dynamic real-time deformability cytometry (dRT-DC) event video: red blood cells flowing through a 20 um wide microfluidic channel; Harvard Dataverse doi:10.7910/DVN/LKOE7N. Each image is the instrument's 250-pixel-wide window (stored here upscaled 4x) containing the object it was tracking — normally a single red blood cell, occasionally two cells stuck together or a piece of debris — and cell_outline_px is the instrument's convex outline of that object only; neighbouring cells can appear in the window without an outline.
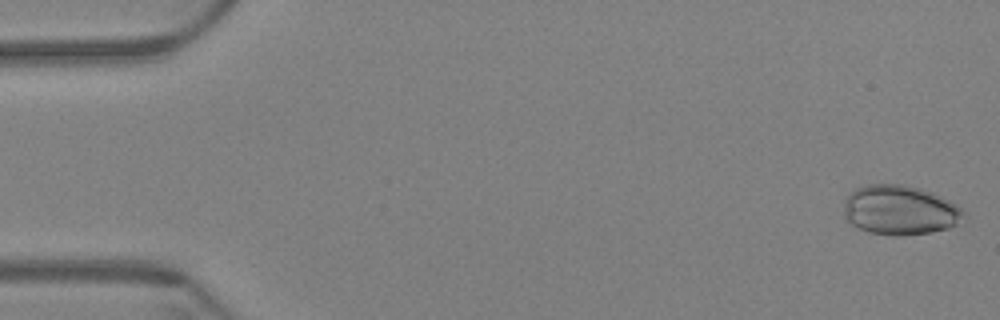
{"species": "Egyptian fruit bat (a non-hibernating species)", "species_latin": "Rousettus aegyptiacus", "temperature_condition": "warm", "stored_images_in_passage": 61, "camera_frame_rate_fps": 3000, "um_per_image_px": 0.085, "animal": {"sex": "female"}, "frame": {"image": 1, "passage_image": 2, "time_ms": 0.333, "image_size_px": [1000, 320], "cell_outline_px": [[964, 212], [956, 224], [948, 228], [932, 232], [904, 236], [892, 236], [868, 232], [852, 224], [844, 216], [844, 200], [856, 188], [868, 184], [904, 184], [920, 188], [932, 192], [956, 204]], "centroid_in_image_um": [76.46, 17.86], "position_along_channel_um": 8.5, "area_um2": 34.56}}
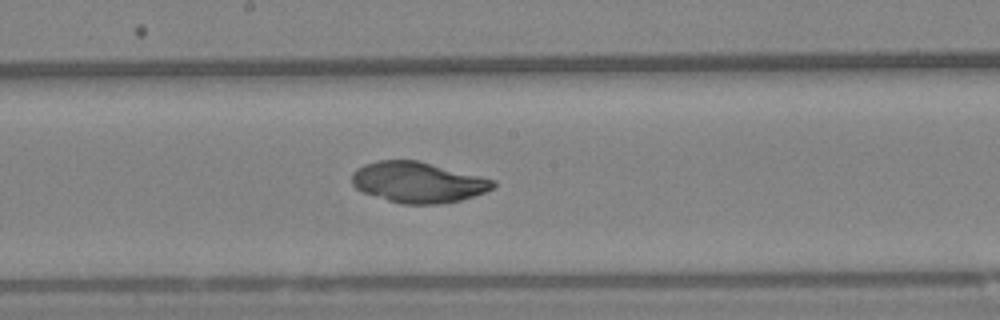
{"frame": {"image": 2, "passage_image": 33, "time_ms": 10.667, "image_size_px": [1000, 320], "cell_outline_px": [[496, 188], [460, 200], [436, 204], [400, 204], [364, 192], [356, 188], [352, 184], [352, 172], [356, 168], [364, 164], [380, 160], [416, 160], [496, 180]], "centroid_in_image_um": [35.52, 15.49], "position_along_channel_um": 212.7, "area_um2": 33.29}}
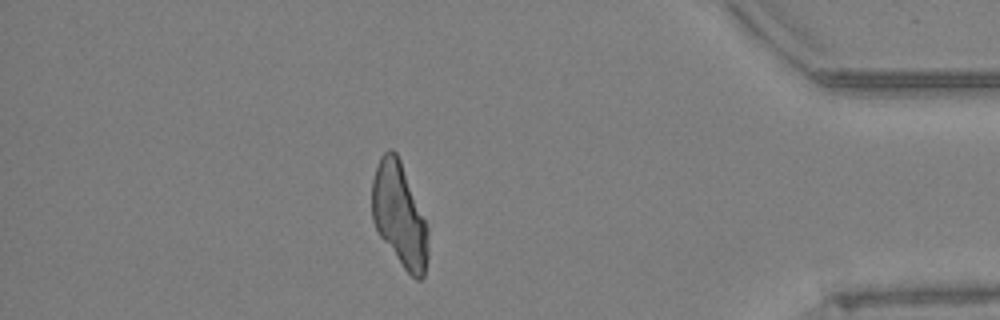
{"frame": {"image": 3, "passage_image": 53, "time_ms": 17.333, "image_size_px": [1000, 320], "cell_outline_px": [[428, 260], [424, 276], [420, 280], [416, 280], [404, 268], [380, 236], [372, 220], [372, 180], [380, 156], [388, 148], [392, 148], [396, 152], [400, 160], [428, 228]], "centroid_in_image_um": [33.95, 18.28], "position_along_channel_um": 401.3, "area_um2": 33.64}}